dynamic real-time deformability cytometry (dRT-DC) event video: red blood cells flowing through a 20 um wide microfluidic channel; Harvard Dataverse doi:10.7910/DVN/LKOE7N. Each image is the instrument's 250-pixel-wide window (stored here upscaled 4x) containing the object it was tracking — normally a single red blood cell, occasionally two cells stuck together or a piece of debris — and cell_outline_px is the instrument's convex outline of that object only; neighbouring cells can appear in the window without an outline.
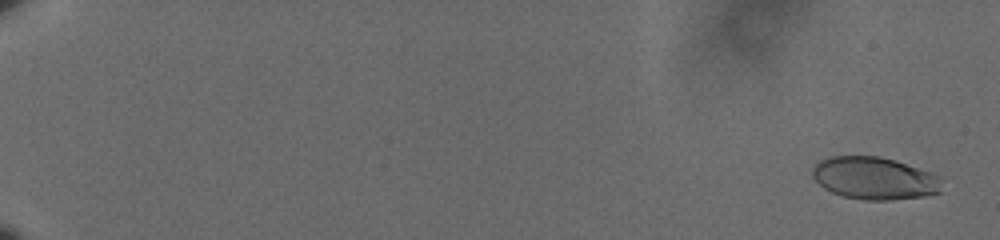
{"species": "human", "species_latin": "Homo sapiens", "temperature_condition": "cold", "stored_images_in_passage": 62, "camera_frame_rate_fps": 3000, "um_per_image_px": 0.085, "donor": {"sex": "male"}, "frame": {"image": 1, "passage_image": 3, "time_ms": 0.667, "image_size_px": [1000, 240], "cell_outline_px": [[940, 192], [924, 196], [888, 200], [864, 200], [844, 196], [832, 192], [824, 188], [812, 176], [812, 168], [820, 160], [832, 156], [880, 156], [896, 160], [940, 176]], "centroid_in_image_um": [74.31, 15.14], "position_along_channel_um": 10.7, "area_um2": 31.85}}
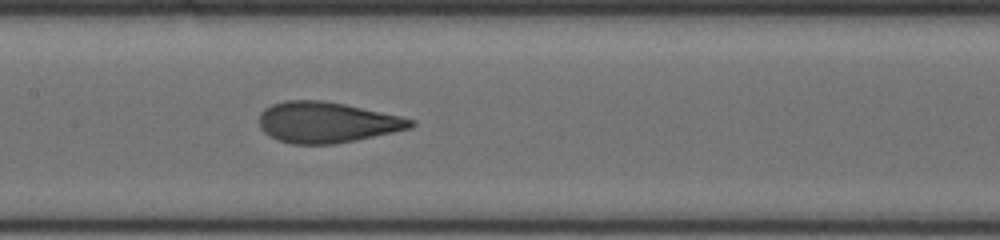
{"frame": {"image": 2, "passage_image": 35, "time_ms": 11.333, "image_size_px": [1000, 240], "cell_outline_px": [[416, 124], [412, 128], [356, 140], [332, 144], [292, 144], [276, 140], [268, 136], [260, 128], [260, 112], [264, 108], [272, 104], [284, 100], [324, 100], [344, 104], [400, 116], [416, 120]], "centroid_in_image_um": [27.76, 10.4], "position_along_channel_um": 179.6, "area_um2": 36.18}}
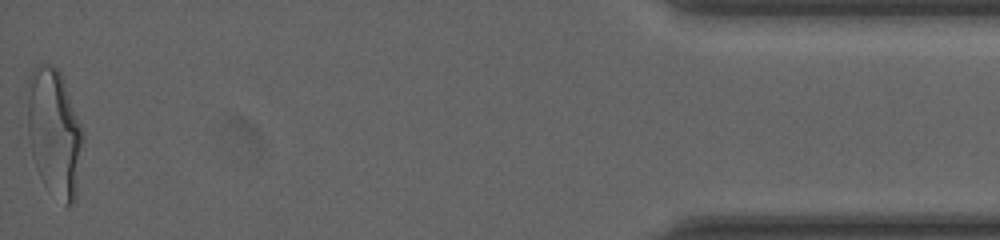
{"frame": {"image": 3, "passage_image": 62, "time_ms": 20.333, "image_size_px": [1000, 240], "cell_outline_px": [[84, 136], [76, 196], [72, 204], [68, 208], [44, 184], [36, 168], [32, 156], [28, 136], [28, 76], [36, 64], [52, 64], [60, 72], [84, 132]], "centroid_in_image_um": [4.62, 11.26], "position_along_channel_um": 430.6, "area_um2": 41.33}, "authors_computed_cell_mechanics": {"area_um2": 35.4603, "velocity_mm_per_s": 3.6071, "shape_relaxation_time_tau1_ms": 4.4187, "shape_relaxation_time_tau2_ms": null, "deformation_change_tau1": 0.181, "deformation_change_tau2": null}}